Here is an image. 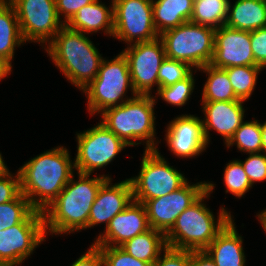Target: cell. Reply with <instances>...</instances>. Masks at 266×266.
Returning a JSON list of instances; mask_svg holds the SVG:
<instances>
[{
    "label": "cell",
    "instance_id": "obj_39",
    "mask_svg": "<svg viewBox=\"0 0 266 266\" xmlns=\"http://www.w3.org/2000/svg\"><path fill=\"white\" fill-rule=\"evenodd\" d=\"M94 1L95 0H55L58 17L64 25H66L82 7ZM61 16L64 18L63 20Z\"/></svg>",
    "mask_w": 266,
    "mask_h": 266
},
{
    "label": "cell",
    "instance_id": "obj_15",
    "mask_svg": "<svg viewBox=\"0 0 266 266\" xmlns=\"http://www.w3.org/2000/svg\"><path fill=\"white\" fill-rule=\"evenodd\" d=\"M210 64L220 69L258 66L252 53L250 32L226 25L215 29L214 54Z\"/></svg>",
    "mask_w": 266,
    "mask_h": 266
},
{
    "label": "cell",
    "instance_id": "obj_43",
    "mask_svg": "<svg viewBox=\"0 0 266 266\" xmlns=\"http://www.w3.org/2000/svg\"><path fill=\"white\" fill-rule=\"evenodd\" d=\"M262 152L266 154V121L261 123Z\"/></svg>",
    "mask_w": 266,
    "mask_h": 266
},
{
    "label": "cell",
    "instance_id": "obj_23",
    "mask_svg": "<svg viewBox=\"0 0 266 266\" xmlns=\"http://www.w3.org/2000/svg\"><path fill=\"white\" fill-rule=\"evenodd\" d=\"M193 0H152L153 22L158 35L189 22Z\"/></svg>",
    "mask_w": 266,
    "mask_h": 266
},
{
    "label": "cell",
    "instance_id": "obj_17",
    "mask_svg": "<svg viewBox=\"0 0 266 266\" xmlns=\"http://www.w3.org/2000/svg\"><path fill=\"white\" fill-rule=\"evenodd\" d=\"M150 229L147 213L143 203L132 202L114 218L106 229L97 236L95 246H121L127 240L134 238Z\"/></svg>",
    "mask_w": 266,
    "mask_h": 266
},
{
    "label": "cell",
    "instance_id": "obj_19",
    "mask_svg": "<svg viewBox=\"0 0 266 266\" xmlns=\"http://www.w3.org/2000/svg\"><path fill=\"white\" fill-rule=\"evenodd\" d=\"M245 101H225V102H202L204 118L202 120L203 131L207 143L210 142V130H215L224 139L225 145L232 138L235 131L244 122Z\"/></svg>",
    "mask_w": 266,
    "mask_h": 266
},
{
    "label": "cell",
    "instance_id": "obj_20",
    "mask_svg": "<svg viewBox=\"0 0 266 266\" xmlns=\"http://www.w3.org/2000/svg\"><path fill=\"white\" fill-rule=\"evenodd\" d=\"M242 243V236L238 234L232 218L204 251L216 266H245Z\"/></svg>",
    "mask_w": 266,
    "mask_h": 266
},
{
    "label": "cell",
    "instance_id": "obj_10",
    "mask_svg": "<svg viewBox=\"0 0 266 266\" xmlns=\"http://www.w3.org/2000/svg\"><path fill=\"white\" fill-rule=\"evenodd\" d=\"M42 211L34 210L24 221L0 231V266H18L46 239Z\"/></svg>",
    "mask_w": 266,
    "mask_h": 266
},
{
    "label": "cell",
    "instance_id": "obj_9",
    "mask_svg": "<svg viewBox=\"0 0 266 266\" xmlns=\"http://www.w3.org/2000/svg\"><path fill=\"white\" fill-rule=\"evenodd\" d=\"M76 135L78 145L74 166L79 173L91 175L110 164L124 148L130 147L101 122Z\"/></svg>",
    "mask_w": 266,
    "mask_h": 266
},
{
    "label": "cell",
    "instance_id": "obj_34",
    "mask_svg": "<svg viewBox=\"0 0 266 266\" xmlns=\"http://www.w3.org/2000/svg\"><path fill=\"white\" fill-rule=\"evenodd\" d=\"M102 253L104 266H152L128 254L120 246H97Z\"/></svg>",
    "mask_w": 266,
    "mask_h": 266
},
{
    "label": "cell",
    "instance_id": "obj_21",
    "mask_svg": "<svg viewBox=\"0 0 266 266\" xmlns=\"http://www.w3.org/2000/svg\"><path fill=\"white\" fill-rule=\"evenodd\" d=\"M110 5L107 7L101 0H95L82 7L66 25L84 34L104 30L111 37L114 30L113 1Z\"/></svg>",
    "mask_w": 266,
    "mask_h": 266
},
{
    "label": "cell",
    "instance_id": "obj_16",
    "mask_svg": "<svg viewBox=\"0 0 266 266\" xmlns=\"http://www.w3.org/2000/svg\"><path fill=\"white\" fill-rule=\"evenodd\" d=\"M201 117L182 114L169 122L165 141L169 151L179 158L199 156L208 147Z\"/></svg>",
    "mask_w": 266,
    "mask_h": 266
},
{
    "label": "cell",
    "instance_id": "obj_25",
    "mask_svg": "<svg viewBox=\"0 0 266 266\" xmlns=\"http://www.w3.org/2000/svg\"><path fill=\"white\" fill-rule=\"evenodd\" d=\"M120 247L136 259L153 265L167 245L165 235L150 228L146 232L127 240Z\"/></svg>",
    "mask_w": 266,
    "mask_h": 266
},
{
    "label": "cell",
    "instance_id": "obj_22",
    "mask_svg": "<svg viewBox=\"0 0 266 266\" xmlns=\"http://www.w3.org/2000/svg\"><path fill=\"white\" fill-rule=\"evenodd\" d=\"M226 26L243 31L266 27V0H236L229 3Z\"/></svg>",
    "mask_w": 266,
    "mask_h": 266
},
{
    "label": "cell",
    "instance_id": "obj_40",
    "mask_svg": "<svg viewBox=\"0 0 266 266\" xmlns=\"http://www.w3.org/2000/svg\"><path fill=\"white\" fill-rule=\"evenodd\" d=\"M71 266H104L102 253L97 246L92 244Z\"/></svg>",
    "mask_w": 266,
    "mask_h": 266
},
{
    "label": "cell",
    "instance_id": "obj_8",
    "mask_svg": "<svg viewBox=\"0 0 266 266\" xmlns=\"http://www.w3.org/2000/svg\"><path fill=\"white\" fill-rule=\"evenodd\" d=\"M140 168L137 176L129 178L133 200L140 203L165 196L188 181L184 174L169 165L158 149L144 151Z\"/></svg>",
    "mask_w": 266,
    "mask_h": 266
},
{
    "label": "cell",
    "instance_id": "obj_38",
    "mask_svg": "<svg viewBox=\"0 0 266 266\" xmlns=\"http://www.w3.org/2000/svg\"><path fill=\"white\" fill-rule=\"evenodd\" d=\"M254 60L258 66L266 68V27L250 32Z\"/></svg>",
    "mask_w": 266,
    "mask_h": 266
},
{
    "label": "cell",
    "instance_id": "obj_31",
    "mask_svg": "<svg viewBox=\"0 0 266 266\" xmlns=\"http://www.w3.org/2000/svg\"><path fill=\"white\" fill-rule=\"evenodd\" d=\"M224 183L226 192H230L237 198L242 197L252 188V184L246 175L243 165L237 160L228 162L224 169Z\"/></svg>",
    "mask_w": 266,
    "mask_h": 266
},
{
    "label": "cell",
    "instance_id": "obj_1",
    "mask_svg": "<svg viewBox=\"0 0 266 266\" xmlns=\"http://www.w3.org/2000/svg\"><path fill=\"white\" fill-rule=\"evenodd\" d=\"M18 171L21 193L36 210L43 211L70 181L75 166L69 150L61 145L31 158Z\"/></svg>",
    "mask_w": 266,
    "mask_h": 266
},
{
    "label": "cell",
    "instance_id": "obj_35",
    "mask_svg": "<svg viewBox=\"0 0 266 266\" xmlns=\"http://www.w3.org/2000/svg\"><path fill=\"white\" fill-rule=\"evenodd\" d=\"M244 171L248 176L250 183L262 182L266 180V154L261 153H249L245 161H241Z\"/></svg>",
    "mask_w": 266,
    "mask_h": 266
},
{
    "label": "cell",
    "instance_id": "obj_44",
    "mask_svg": "<svg viewBox=\"0 0 266 266\" xmlns=\"http://www.w3.org/2000/svg\"><path fill=\"white\" fill-rule=\"evenodd\" d=\"M257 216L263 230L266 232V209L262 210L259 214L257 213Z\"/></svg>",
    "mask_w": 266,
    "mask_h": 266
},
{
    "label": "cell",
    "instance_id": "obj_2",
    "mask_svg": "<svg viewBox=\"0 0 266 266\" xmlns=\"http://www.w3.org/2000/svg\"><path fill=\"white\" fill-rule=\"evenodd\" d=\"M76 174L77 181L73 174L59 195L42 211L46 235L70 234L87 229L98 190L107 179H111L104 174L93 178H90V174Z\"/></svg>",
    "mask_w": 266,
    "mask_h": 266
},
{
    "label": "cell",
    "instance_id": "obj_36",
    "mask_svg": "<svg viewBox=\"0 0 266 266\" xmlns=\"http://www.w3.org/2000/svg\"><path fill=\"white\" fill-rule=\"evenodd\" d=\"M14 175L9 168L0 174V204L14 200L21 193L19 171Z\"/></svg>",
    "mask_w": 266,
    "mask_h": 266
},
{
    "label": "cell",
    "instance_id": "obj_28",
    "mask_svg": "<svg viewBox=\"0 0 266 266\" xmlns=\"http://www.w3.org/2000/svg\"><path fill=\"white\" fill-rule=\"evenodd\" d=\"M263 68L260 66H232L224 68L227 72L232 89L239 100L247 101L250 99L258 74Z\"/></svg>",
    "mask_w": 266,
    "mask_h": 266
},
{
    "label": "cell",
    "instance_id": "obj_4",
    "mask_svg": "<svg viewBox=\"0 0 266 266\" xmlns=\"http://www.w3.org/2000/svg\"><path fill=\"white\" fill-rule=\"evenodd\" d=\"M216 184L207 181V191L175 220L172 228L165 234L168 247L187 251H204L217 234L234 217L221 206L216 219L204 200L213 193Z\"/></svg>",
    "mask_w": 266,
    "mask_h": 266
},
{
    "label": "cell",
    "instance_id": "obj_5",
    "mask_svg": "<svg viewBox=\"0 0 266 266\" xmlns=\"http://www.w3.org/2000/svg\"><path fill=\"white\" fill-rule=\"evenodd\" d=\"M156 100L153 95H137L121 105L102 111L100 122L128 146H136L145 140V150H159L157 145L161 141H157L155 137Z\"/></svg>",
    "mask_w": 266,
    "mask_h": 266
},
{
    "label": "cell",
    "instance_id": "obj_18",
    "mask_svg": "<svg viewBox=\"0 0 266 266\" xmlns=\"http://www.w3.org/2000/svg\"><path fill=\"white\" fill-rule=\"evenodd\" d=\"M112 179H107L98 190L96 199L91 207L87 228L104 224L122 212L133 200L131 182L128 179L112 185Z\"/></svg>",
    "mask_w": 266,
    "mask_h": 266
},
{
    "label": "cell",
    "instance_id": "obj_45",
    "mask_svg": "<svg viewBox=\"0 0 266 266\" xmlns=\"http://www.w3.org/2000/svg\"><path fill=\"white\" fill-rule=\"evenodd\" d=\"M7 165H5V162L2 157V153H0V174L3 173L7 169Z\"/></svg>",
    "mask_w": 266,
    "mask_h": 266
},
{
    "label": "cell",
    "instance_id": "obj_42",
    "mask_svg": "<svg viewBox=\"0 0 266 266\" xmlns=\"http://www.w3.org/2000/svg\"><path fill=\"white\" fill-rule=\"evenodd\" d=\"M12 69L13 68L6 61L0 58V81L8 77V75L11 74Z\"/></svg>",
    "mask_w": 266,
    "mask_h": 266
},
{
    "label": "cell",
    "instance_id": "obj_30",
    "mask_svg": "<svg viewBox=\"0 0 266 266\" xmlns=\"http://www.w3.org/2000/svg\"><path fill=\"white\" fill-rule=\"evenodd\" d=\"M35 208L20 193L14 200L0 204V231L24 221Z\"/></svg>",
    "mask_w": 266,
    "mask_h": 266
},
{
    "label": "cell",
    "instance_id": "obj_14",
    "mask_svg": "<svg viewBox=\"0 0 266 266\" xmlns=\"http://www.w3.org/2000/svg\"><path fill=\"white\" fill-rule=\"evenodd\" d=\"M189 183L187 181L182 187L165 196L143 202L150 228L165 235L177 217L207 191L206 181Z\"/></svg>",
    "mask_w": 266,
    "mask_h": 266
},
{
    "label": "cell",
    "instance_id": "obj_33",
    "mask_svg": "<svg viewBox=\"0 0 266 266\" xmlns=\"http://www.w3.org/2000/svg\"><path fill=\"white\" fill-rule=\"evenodd\" d=\"M193 67L175 59L165 58L158 73V84L166 87L188 78L193 73Z\"/></svg>",
    "mask_w": 266,
    "mask_h": 266
},
{
    "label": "cell",
    "instance_id": "obj_6",
    "mask_svg": "<svg viewBox=\"0 0 266 266\" xmlns=\"http://www.w3.org/2000/svg\"><path fill=\"white\" fill-rule=\"evenodd\" d=\"M128 89L132 92L130 98L126 96ZM82 91L87 96L90 115L100 114L109 107L121 105L136 97L124 54L120 52L111 60L103 58L96 78Z\"/></svg>",
    "mask_w": 266,
    "mask_h": 266
},
{
    "label": "cell",
    "instance_id": "obj_26",
    "mask_svg": "<svg viewBox=\"0 0 266 266\" xmlns=\"http://www.w3.org/2000/svg\"><path fill=\"white\" fill-rule=\"evenodd\" d=\"M198 70L203 71L208 76L202 90V102L239 100L232 89L228 74L224 69L207 64Z\"/></svg>",
    "mask_w": 266,
    "mask_h": 266
},
{
    "label": "cell",
    "instance_id": "obj_41",
    "mask_svg": "<svg viewBox=\"0 0 266 266\" xmlns=\"http://www.w3.org/2000/svg\"><path fill=\"white\" fill-rule=\"evenodd\" d=\"M190 266H216L205 251H191Z\"/></svg>",
    "mask_w": 266,
    "mask_h": 266
},
{
    "label": "cell",
    "instance_id": "obj_13",
    "mask_svg": "<svg viewBox=\"0 0 266 266\" xmlns=\"http://www.w3.org/2000/svg\"><path fill=\"white\" fill-rule=\"evenodd\" d=\"M122 53L127 58L131 82L137 95H151L158 84L161 63L166 58L165 47L160 37L128 45Z\"/></svg>",
    "mask_w": 266,
    "mask_h": 266
},
{
    "label": "cell",
    "instance_id": "obj_3",
    "mask_svg": "<svg viewBox=\"0 0 266 266\" xmlns=\"http://www.w3.org/2000/svg\"><path fill=\"white\" fill-rule=\"evenodd\" d=\"M44 49L68 82L81 91L96 78L103 60L88 36L67 25L56 33Z\"/></svg>",
    "mask_w": 266,
    "mask_h": 266
},
{
    "label": "cell",
    "instance_id": "obj_27",
    "mask_svg": "<svg viewBox=\"0 0 266 266\" xmlns=\"http://www.w3.org/2000/svg\"><path fill=\"white\" fill-rule=\"evenodd\" d=\"M229 3V0L194 1L190 22L218 29L226 23Z\"/></svg>",
    "mask_w": 266,
    "mask_h": 266
},
{
    "label": "cell",
    "instance_id": "obj_24",
    "mask_svg": "<svg viewBox=\"0 0 266 266\" xmlns=\"http://www.w3.org/2000/svg\"><path fill=\"white\" fill-rule=\"evenodd\" d=\"M26 43L22 37L14 6L0 0V58L12 67L15 48Z\"/></svg>",
    "mask_w": 266,
    "mask_h": 266
},
{
    "label": "cell",
    "instance_id": "obj_37",
    "mask_svg": "<svg viewBox=\"0 0 266 266\" xmlns=\"http://www.w3.org/2000/svg\"><path fill=\"white\" fill-rule=\"evenodd\" d=\"M191 251L166 247L152 266H190Z\"/></svg>",
    "mask_w": 266,
    "mask_h": 266
},
{
    "label": "cell",
    "instance_id": "obj_11",
    "mask_svg": "<svg viewBox=\"0 0 266 266\" xmlns=\"http://www.w3.org/2000/svg\"><path fill=\"white\" fill-rule=\"evenodd\" d=\"M115 39L127 46L159 37L153 22L152 0H114Z\"/></svg>",
    "mask_w": 266,
    "mask_h": 266
},
{
    "label": "cell",
    "instance_id": "obj_12",
    "mask_svg": "<svg viewBox=\"0 0 266 266\" xmlns=\"http://www.w3.org/2000/svg\"><path fill=\"white\" fill-rule=\"evenodd\" d=\"M15 8L25 42L47 45L64 26L55 0H8Z\"/></svg>",
    "mask_w": 266,
    "mask_h": 266
},
{
    "label": "cell",
    "instance_id": "obj_29",
    "mask_svg": "<svg viewBox=\"0 0 266 266\" xmlns=\"http://www.w3.org/2000/svg\"><path fill=\"white\" fill-rule=\"evenodd\" d=\"M244 153H261L262 138H261V123L259 120L245 121L235 131L232 138L226 144V147L232 146Z\"/></svg>",
    "mask_w": 266,
    "mask_h": 266
},
{
    "label": "cell",
    "instance_id": "obj_32",
    "mask_svg": "<svg viewBox=\"0 0 266 266\" xmlns=\"http://www.w3.org/2000/svg\"><path fill=\"white\" fill-rule=\"evenodd\" d=\"M195 79L193 73L175 84L157 89V96L174 106H184L194 92Z\"/></svg>",
    "mask_w": 266,
    "mask_h": 266
},
{
    "label": "cell",
    "instance_id": "obj_7",
    "mask_svg": "<svg viewBox=\"0 0 266 266\" xmlns=\"http://www.w3.org/2000/svg\"><path fill=\"white\" fill-rule=\"evenodd\" d=\"M166 57L182 61L198 70L210 64L214 54L215 29L186 22L163 32Z\"/></svg>",
    "mask_w": 266,
    "mask_h": 266
}]
</instances>
